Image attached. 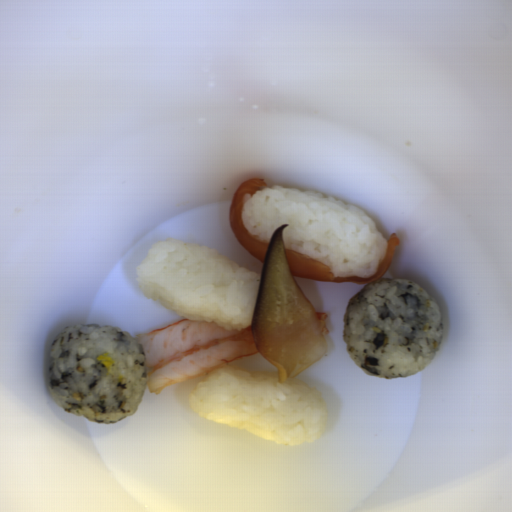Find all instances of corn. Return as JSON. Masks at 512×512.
Returning <instances> with one entry per match:
<instances>
[{
  "mask_svg": "<svg viewBox=\"0 0 512 512\" xmlns=\"http://www.w3.org/2000/svg\"><path fill=\"white\" fill-rule=\"evenodd\" d=\"M96 360H98L100 363H102L107 368L111 367V365L114 361L113 357L110 356L109 354H107L106 352L101 354L100 356H98Z\"/></svg>",
  "mask_w": 512,
  "mask_h": 512,
  "instance_id": "corn-1",
  "label": "corn"
}]
</instances>
